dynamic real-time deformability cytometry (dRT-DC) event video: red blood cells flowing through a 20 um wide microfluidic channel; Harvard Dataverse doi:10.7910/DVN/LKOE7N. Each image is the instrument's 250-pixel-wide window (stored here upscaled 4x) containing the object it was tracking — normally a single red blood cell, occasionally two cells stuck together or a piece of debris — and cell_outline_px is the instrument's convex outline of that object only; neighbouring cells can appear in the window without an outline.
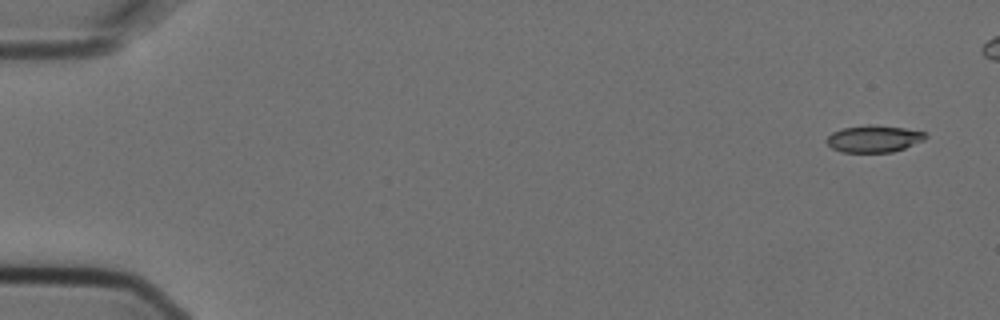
{"species": "Egyptian fruit bat (a non-hibernating species)", "species_latin": "Rousettus aegyptiacus", "temperature_condition": "cold", "stored_images_in_passage": 6, "camera_frame_rate_fps": 3000, "um_per_image_px": 0.085, "animal": {"sex": "female"}, "frame": {"image": 1, "passage_image": 1, "time_ms": 0.0, "image_size_px": [1000, 320], "cell_outline_px": [[928, 136], [924, 140], [904, 148], [892, 152], [840, 152], [832, 148], [824, 140], [832, 132], [844, 128], [868, 124], [872, 124], [904, 128], [924, 132]], "centroid_in_image_um": [74.26, 11.79], "position_along_channel_um": 10.7, "area_um2": 15.55}}